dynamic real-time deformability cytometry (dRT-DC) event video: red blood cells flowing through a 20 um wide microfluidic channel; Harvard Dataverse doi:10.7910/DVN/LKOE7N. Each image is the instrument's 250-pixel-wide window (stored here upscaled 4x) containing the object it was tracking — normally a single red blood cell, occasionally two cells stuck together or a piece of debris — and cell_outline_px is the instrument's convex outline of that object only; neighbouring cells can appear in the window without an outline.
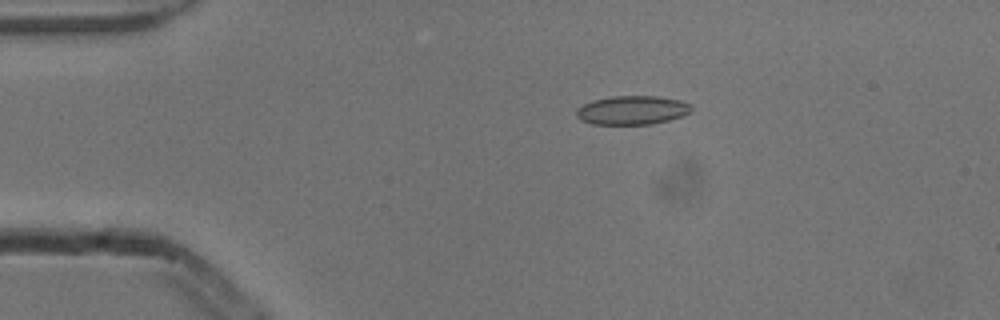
{"species": "common noctule bat (a hibernating species)", "species_latin": "Nyctalus noctula", "temperature_condition": "cold", "stored_images_in_passage": 43, "camera_frame_rate_fps": 3000, "um_per_image_px": 0.085, "animal": {"sex": "male", "body_mass_g": 13.3}, "frame": {"image": 1, "passage_image": 1, "time_ms": 0.0, "image_size_px": [1000, 320], "cell_outline_px": [[692, 108], [688, 112], [680, 116], [668, 120], [652, 124], [592, 124], [580, 120], [576, 116], [576, 108], [592, 100], [612, 96], [656, 96], [680, 100], [688, 104]], "centroid_in_image_um": [53.67, 9.36], "position_along_channel_um": 31.3, "area_um2": 19.19}}
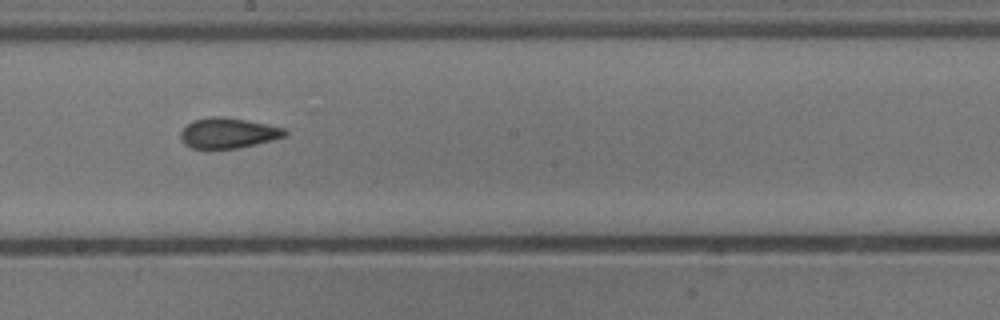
{"frame": {"image": 2, "passage_image": 20, "time_ms": 6.333, "image_size_px": [1000, 320], "cell_outline_px": [[288, 132], [284, 136], [272, 140], [240, 148], [192, 148], [184, 144], [180, 136], [180, 132], [192, 120], [212, 116], [220, 116], [244, 120], [284, 128]], "centroid_in_image_um": [19.36, 11.31], "position_along_channel_um": 228.8, "area_um2": 18.21}}
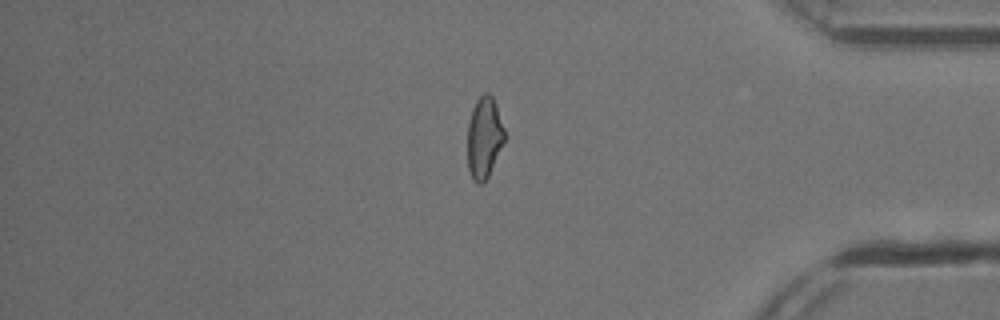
{"frame": {"image": 3, "passage_image": 35, "time_ms": 11.333, "image_size_px": [1000, 320], "cell_outline_px": [[508, 136], [484, 184], [476, 184], [472, 180], [468, 168], [468, 124], [472, 108], [476, 100], [484, 92], [488, 92], [492, 96]], "centroid_in_image_um": [41.18, 11.72], "position_along_channel_um": 394.0, "area_um2": 17.98}, "authors_computed_cell_mechanics": {"area_um2": 18.6694, "velocity_mm_per_s": 3.8833, "shape_relaxation_time_tau1_ms": null, "shape_relaxation_time_tau2_ms": 1.742, "deformation_change_tau1": null, "deformation_change_tau2": 0.0902}}